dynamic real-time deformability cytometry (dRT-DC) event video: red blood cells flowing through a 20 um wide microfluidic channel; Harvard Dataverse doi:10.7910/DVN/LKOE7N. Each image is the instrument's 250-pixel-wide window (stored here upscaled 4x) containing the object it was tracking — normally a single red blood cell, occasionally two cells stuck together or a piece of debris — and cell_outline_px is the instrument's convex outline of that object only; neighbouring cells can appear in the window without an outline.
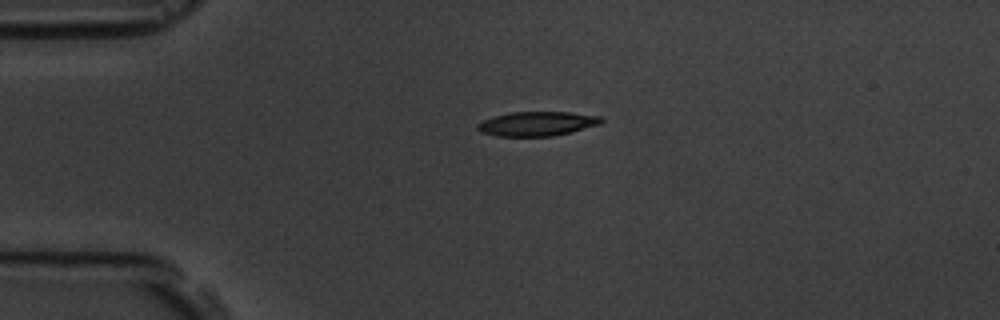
{"species": "common noctule bat (a hibernating species)", "species_latin": "Nyctalus noctula", "temperature_condition": "room temperature", "stored_images_in_passage": 2, "camera_frame_rate_fps": 3000, "um_per_image_px": 0.085, "animal": {"sex": "male", "body_mass_g": 19.5, "forearm_length_mm": 54.6}, "frame": {"image": 1, "passage_image": 1, "time_ms": 0.0, "image_size_px": [1000, 320], "cell_outline_px": [[604, 120], [600, 124], [552, 136], [496, 136], [480, 132], [476, 128], [476, 124], [492, 116], [512, 112], [568, 112], [604, 116]], "centroid_in_image_um": [45.63, 10.51], "position_along_channel_um": 39.4, "area_um2": 17.57}}